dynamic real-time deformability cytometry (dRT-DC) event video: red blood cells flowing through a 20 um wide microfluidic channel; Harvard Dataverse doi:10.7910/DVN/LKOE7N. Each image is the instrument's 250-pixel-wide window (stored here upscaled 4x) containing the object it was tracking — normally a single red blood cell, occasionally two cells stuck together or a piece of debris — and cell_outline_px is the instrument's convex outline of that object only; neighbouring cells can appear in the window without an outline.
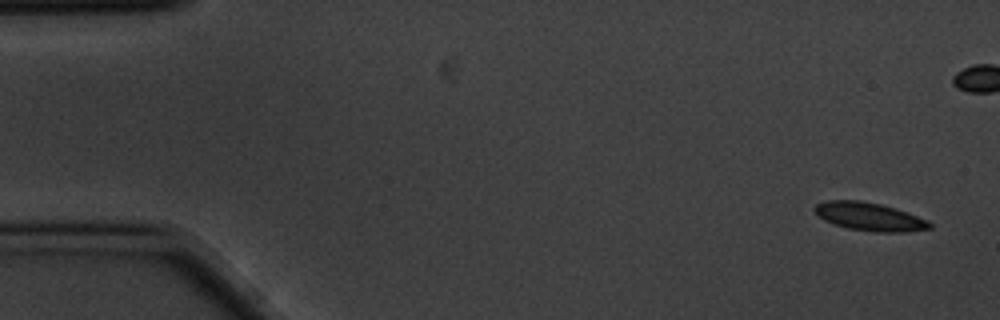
{"species": "common noctule bat (a hibernating species)", "species_latin": "Nyctalus noctula", "temperature_condition": "cold", "stored_images_in_passage": 5, "camera_frame_rate_fps": 3000, "um_per_image_px": 0.085, "animal": {"sex": "male", "body_mass_g": 20.1, "forearm_length_mm": 53.5}, "frame": {"image": 1, "passage_image": 1, "time_ms": 0.0, "image_size_px": [1000, 320], "cell_outline_px": [[932, 228], [904, 232], [872, 232], [848, 228], [824, 220], [816, 216], [812, 208], [816, 204], [828, 200], [860, 200], [880, 204], [896, 208], [908, 212], [932, 224]], "centroid_in_image_um": [73.85, 18.41], "position_along_channel_um": 11.1, "area_um2": 18.9}}